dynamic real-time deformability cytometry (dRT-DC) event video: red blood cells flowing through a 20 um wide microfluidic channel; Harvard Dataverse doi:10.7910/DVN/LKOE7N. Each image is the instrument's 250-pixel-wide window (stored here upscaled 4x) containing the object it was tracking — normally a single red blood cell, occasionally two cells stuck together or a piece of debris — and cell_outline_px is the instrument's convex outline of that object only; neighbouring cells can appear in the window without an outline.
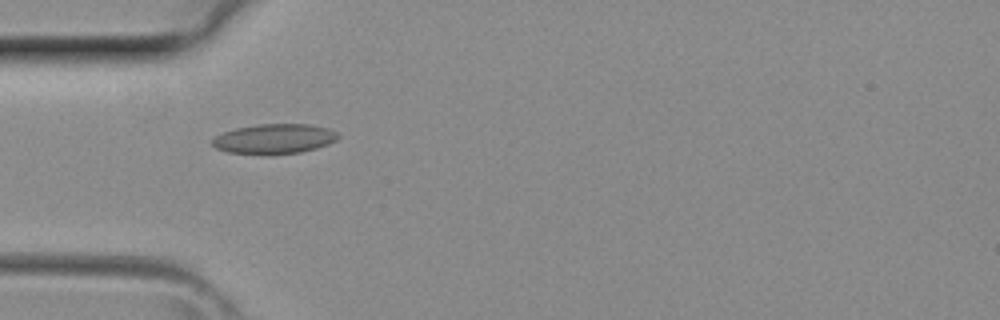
{"species": "common noctule bat (a hibernating species)", "species_latin": "Nyctalus noctula", "temperature_condition": "room temperature", "stored_images_in_passage": 40, "camera_frame_rate_fps": 3000, "um_per_image_px": 0.085, "animal": {"sex": "female", "body_mass_g": 29.2, "forearm_length_mm": 56.3}, "frame": {"image": 1, "passage_image": 12, "time_ms": 3.667, "image_size_px": [1000, 320], "cell_outline_px": [[340, 136], [336, 140], [328, 144], [316, 148], [300, 152], [228, 152], [216, 148], [212, 144], [212, 140], [216, 136], [224, 132], [236, 128], [256, 124], [308, 124], [328, 128], [336, 132]], "centroid_in_image_um": [23.35, 11.76], "position_along_channel_um": 61.7, "area_um2": 21.1}}
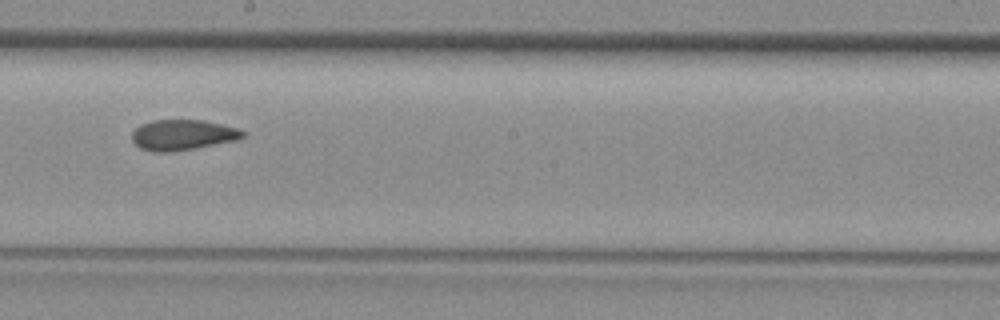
{"frame": {"image": 2, "passage_image": 22, "time_ms": 7.0, "image_size_px": [1000, 320], "cell_outline_px": [[244, 136], [236, 140], [192, 148], [168, 152], [152, 152], [140, 148], [132, 140], [132, 132], [140, 124], [152, 120], [204, 120], [240, 128], [244, 132]], "centroid_in_image_um": [15.5, 11.45], "position_along_channel_um": 232.7, "area_um2": 19.59}}
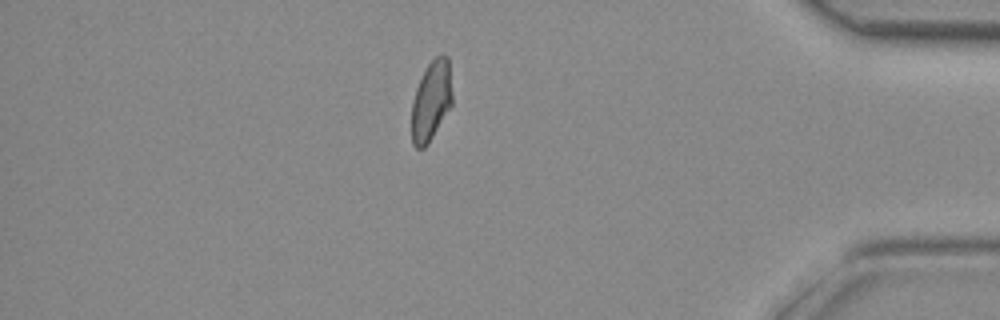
{"frame": {"image": 3, "passage_image": 34, "time_ms": 11.0, "image_size_px": [1000, 320], "cell_outline_px": [[452, 104], [428, 144], [424, 148], [416, 148], [412, 144], [412, 104], [416, 88], [428, 64], [440, 52], [448, 56], [452, 92]], "centroid_in_image_um": [36.66, 8.55], "position_along_channel_um": 398.5, "area_um2": 18.84}}